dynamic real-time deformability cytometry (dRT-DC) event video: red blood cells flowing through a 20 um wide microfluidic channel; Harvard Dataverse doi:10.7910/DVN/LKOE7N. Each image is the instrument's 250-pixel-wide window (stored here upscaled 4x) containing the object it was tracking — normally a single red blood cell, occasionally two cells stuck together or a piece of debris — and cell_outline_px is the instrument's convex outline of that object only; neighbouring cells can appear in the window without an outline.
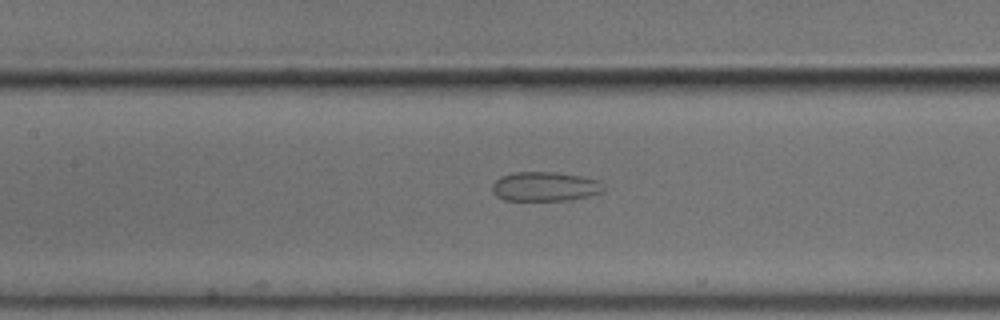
{"species": "common noctule bat (a hibernating species)", "species_latin": "Nyctalus noctula", "temperature_condition": "cold", "stored_images_in_passage": 42, "camera_frame_rate_fps": 3000, "um_per_image_px": 0.085, "animal": {"sex": "male", "body_mass_g": 18.8}, "frame": {"image": 1, "passage_image": 15, "time_ms": 4.667, "image_size_px": [1000, 320], "cell_outline_px": [[604, 192], [588, 196], [568, 200], [504, 200], [496, 196], [492, 192], [492, 184], [500, 176], [512, 172], [556, 172], [580, 176], [600, 180], [604, 188]], "centroid_in_image_um": [46.31, 15.85], "position_along_channel_um": 161.1, "area_um2": 19.19}}
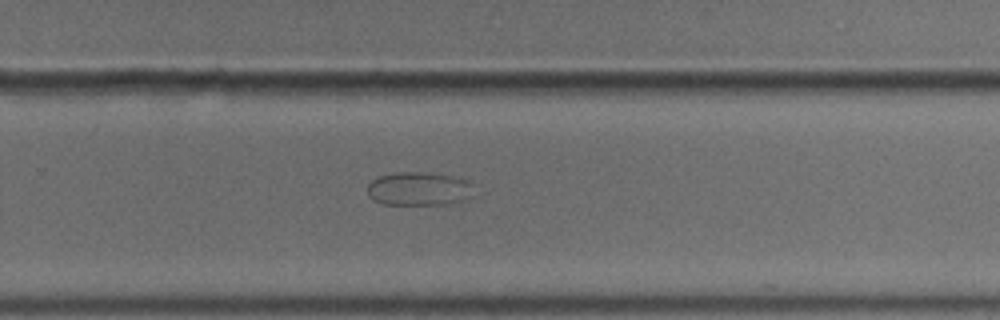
{"frame": {"image": 2, "passage_image": 26, "time_ms": 8.333, "image_size_px": [1000, 320], "cell_outline_px": [[472, 196], [468, 200], [452, 204], [384, 204], [372, 200], [368, 196], [368, 184], [376, 176], [396, 172], [428, 172], [460, 176], [468, 180], [472, 184]], "centroid_in_image_um": [35.65, 16.03], "position_along_channel_um": 294.1, "area_um2": 21.44}}
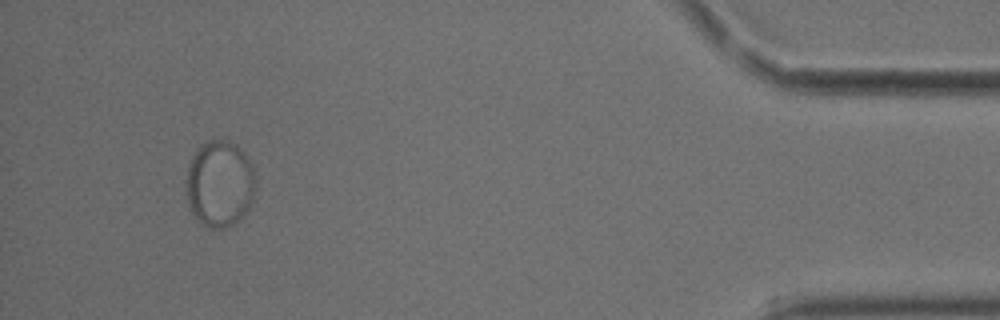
{"frame": {"image": 3, "passage_image": 41, "time_ms": 13.333, "image_size_px": [1000, 320], "cell_outline_px": [[256, 188], [252, 200], [244, 216], [232, 224], [224, 228], [208, 228], [200, 224], [196, 220], [188, 208], [184, 184], [188, 168], [192, 156], [196, 148], [200, 144], [208, 140], [228, 140], [236, 144], [244, 152], [252, 164], [256, 180]], "centroid_in_image_um": [18.65, 15.62], "position_along_channel_um": 416.6, "area_um2": 35.95}}